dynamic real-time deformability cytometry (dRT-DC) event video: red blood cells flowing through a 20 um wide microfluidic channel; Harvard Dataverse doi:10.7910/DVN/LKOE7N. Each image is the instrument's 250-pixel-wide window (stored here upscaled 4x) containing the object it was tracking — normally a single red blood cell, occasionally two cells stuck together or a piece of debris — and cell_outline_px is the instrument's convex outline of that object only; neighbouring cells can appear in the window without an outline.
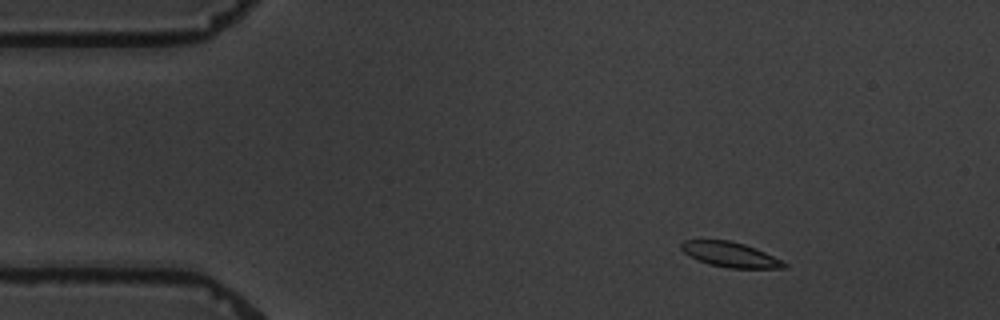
{"species": "common noctule bat (a hibernating species)", "species_latin": "Nyctalus noctula", "temperature_condition": "warm", "stored_images_in_passage": 6, "camera_frame_rate_fps": 3000, "um_per_image_px": 0.085, "animal": {"sex": "male", "body_mass_g": 19.5, "forearm_length_mm": 54.6}, "frame": {"image": 1, "passage_image": 2, "time_ms": 1.0, "image_size_px": [1000, 320], "cell_outline_px": [[788, 268], [728, 268], [708, 264], [688, 256], [680, 248], [680, 244], [684, 240], [728, 240], [744, 244], [756, 248], [788, 264]], "centroid_in_image_um": [62.04, 21.64], "position_along_channel_um": 23.0, "area_um2": 14.97}}
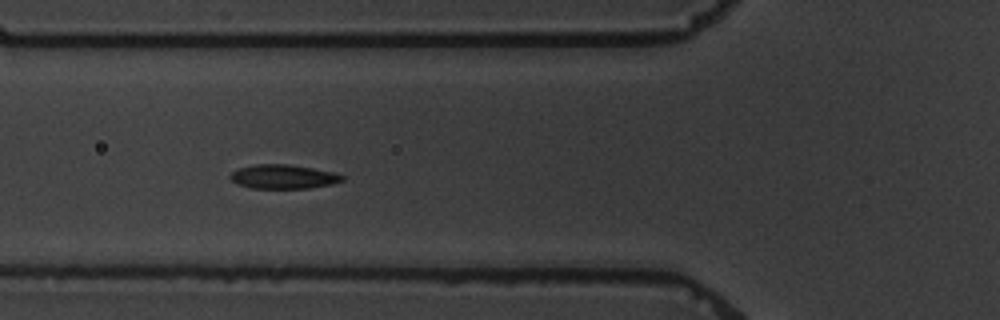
{"frame": {"image": 2, "passage_image": 5, "time_ms": 5.333, "image_size_px": [1000, 320], "cell_outline_px": [[344, 180], [332, 184], [308, 188], [252, 188], [236, 184], [228, 176], [232, 172], [240, 168], [256, 164], [288, 164], [312, 168], [332, 172], [344, 176]], "centroid_in_image_um": [24.06, 15.02], "position_along_channel_um": 101.7, "area_um2": 15.61}}
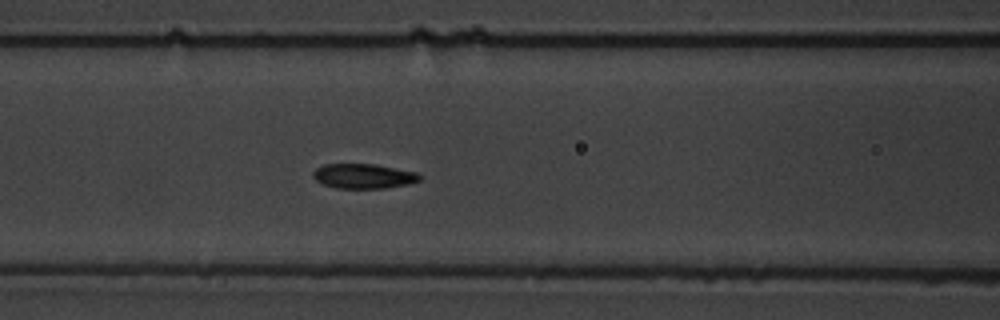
{"frame": {"image": 3, "passage_image": 6, "time_ms": 6.333, "image_size_px": [1000, 320], "cell_outline_px": [[420, 180], [408, 184], [384, 188], [336, 188], [324, 184], [316, 180], [312, 176], [312, 172], [316, 168], [324, 164], [376, 164], [416, 172], [420, 176]], "centroid_in_image_um": [30.88, 14.96], "position_along_channel_um": 135.7, "area_um2": 15.32}}